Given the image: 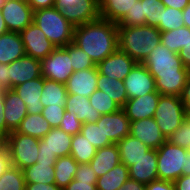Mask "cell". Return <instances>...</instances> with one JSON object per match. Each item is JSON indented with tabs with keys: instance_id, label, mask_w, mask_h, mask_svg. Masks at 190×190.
<instances>
[{
	"instance_id": "94428289",
	"label": "cell",
	"mask_w": 190,
	"mask_h": 190,
	"mask_svg": "<svg viewBox=\"0 0 190 190\" xmlns=\"http://www.w3.org/2000/svg\"><path fill=\"white\" fill-rule=\"evenodd\" d=\"M176 190H190V175H182L174 181Z\"/></svg>"
},
{
	"instance_id": "44dd1931",
	"label": "cell",
	"mask_w": 190,
	"mask_h": 190,
	"mask_svg": "<svg viewBox=\"0 0 190 190\" xmlns=\"http://www.w3.org/2000/svg\"><path fill=\"white\" fill-rule=\"evenodd\" d=\"M129 178L143 184H149L158 180L157 150L150 149L145 156L140 158L132 166L128 167Z\"/></svg>"
},
{
	"instance_id": "f5cc1de1",
	"label": "cell",
	"mask_w": 190,
	"mask_h": 190,
	"mask_svg": "<svg viewBox=\"0 0 190 190\" xmlns=\"http://www.w3.org/2000/svg\"><path fill=\"white\" fill-rule=\"evenodd\" d=\"M33 11L54 7L55 0H27Z\"/></svg>"
},
{
	"instance_id": "52a82bcc",
	"label": "cell",
	"mask_w": 190,
	"mask_h": 190,
	"mask_svg": "<svg viewBox=\"0 0 190 190\" xmlns=\"http://www.w3.org/2000/svg\"><path fill=\"white\" fill-rule=\"evenodd\" d=\"M187 149L171 144L167 140L157 149L158 179L174 182L182 176Z\"/></svg>"
},
{
	"instance_id": "6da1fadb",
	"label": "cell",
	"mask_w": 190,
	"mask_h": 190,
	"mask_svg": "<svg viewBox=\"0 0 190 190\" xmlns=\"http://www.w3.org/2000/svg\"><path fill=\"white\" fill-rule=\"evenodd\" d=\"M142 63L154 77L156 90L161 95L182 94L190 70L183 65L178 53L170 51L160 42Z\"/></svg>"
},
{
	"instance_id": "be15d7a7",
	"label": "cell",
	"mask_w": 190,
	"mask_h": 190,
	"mask_svg": "<svg viewBox=\"0 0 190 190\" xmlns=\"http://www.w3.org/2000/svg\"><path fill=\"white\" fill-rule=\"evenodd\" d=\"M182 175L189 176L190 175V150L186 153V162L182 167Z\"/></svg>"
},
{
	"instance_id": "bcb514c9",
	"label": "cell",
	"mask_w": 190,
	"mask_h": 190,
	"mask_svg": "<svg viewBox=\"0 0 190 190\" xmlns=\"http://www.w3.org/2000/svg\"><path fill=\"white\" fill-rule=\"evenodd\" d=\"M97 176L90 164H79L74 179L77 181L97 182Z\"/></svg>"
},
{
	"instance_id": "6f0895ef",
	"label": "cell",
	"mask_w": 190,
	"mask_h": 190,
	"mask_svg": "<svg viewBox=\"0 0 190 190\" xmlns=\"http://www.w3.org/2000/svg\"><path fill=\"white\" fill-rule=\"evenodd\" d=\"M118 190H146V185L129 178Z\"/></svg>"
},
{
	"instance_id": "30bf717a",
	"label": "cell",
	"mask_w": 190,
	"mask_h": 190,
	"mask_svg": "<svg viewBox=\"0 0 190 190\" xmlns=\"http://www.w3.org/2000/svg\"><path fill=\"white\" fill-rule=\"evenodd\" d=\"M0 10L8 32L20 33L33 22L34 11L26 0H4Z\"/></svg>"
},
{
	"instance_id": "4dcf8cb0",
	"label": "cell",
	"mask_w": 190,
	"mask_h": 190,
	"mask_svg": "<svg viewBox=\"0 0 190 190\" xmlns=\"http://www.w3.org/2000/svg\"><path fill=\"white\" fill-rule=\"evenodd\" d=\"M77 161L71 156L58 157L54 165L55 184L64 189L75 177L78 167Z\"/></svg>"
},
{
	"instance_id": "8d00e7d4",
	"label": "cell",
	"mask_w": 190,
	"mask_h": 190,
	"mask_svg": "<svg viewBox=\"0 0 190 190\" xmlns=\"http://www.w3.org/2000/svg\"><path fill=\"white\" fill-rule=\"evenodd\" d=\"M87 140L94 145L96 149L107 147L114 144L108 136H104L100 124L96 123H82L81 132Z\"/></svg>"
},
{
	"instance_id": "484cf974",
	"label": "cell",
	"mask_w": 190,
	"mask_h": 190,
	"mask_svg": "<svg viewBox=\"0 0 190 190\" xmlns=\"http://www.w3.org/2000/svg\"><path fill=\"white\" fill-rule=\"evenodd\" d=\"M117 146L119 148L120 162L127 167L135 164L136 161L144 157L145 153L150 150V148L138 138L130 134L121 139L117 143Z\"/></svg>"
},
{
	"instance_id": "e0dca14e",
	"label": "cell",
	"mask_w": 190,
	"mask_h": 190,
	"mask_svg": "<svg viewBox=\"0 0 190 190\" xmlns=\"http://www.w3.org/2000/svg\"><path fill=\"white\" fill-rule=\"evenodd\" d=\"M10 90L26 81L41 77L40 60L24 55L9 64Z\"/></svg>"
},
{
	"instance_id": "5b68a950",
	"label": "cell",
	"mask_w": 190,
	"mask_h": 190,
	"mask_svg": "<svg viewBox=\"0 0 190 190\" xmlns=\"http://www.w3.org/2000/svg\"><path fill=\"white\" fill-rule=\"evenodd\" d=\"M3 141L8 146L12 166L22 170L37 162L40 139L12 131Z\"/></svg>"
},
{
	"instance_id": "836d02e7",
	"label": "cell",
	"mask_w": 190,
	"mask_h": 190,
	"mask_svg": "<svg viewBox=\"0 0 190 190\" xmlns=\"http://www.w3.org/2000/svg\"><path fill=\"white\" fill-rule=\"evenodd\" d=\"M96 148L92 145L82 133L72 135L70 155L78 164H89L95 156Z\"/></svg>"
},
{
	"instance_id": "8fae6325",
	"label": "cell",
	"mask_w": 190,
	"mask_h": 190,
	"mask_svg": "<svg viewBox=\"0 0 190 190\" xmlns=\"http://www.w3.org/2000/svg\"><path fill=\"white\" fill-rule=\"evenodd\" d=\"M25 54L37 60L45 59L56 47L33 22L20 32Z\"/></svg>"
},
{
	"instance_id": "e575fe53",
	"label": "cell",
	"mask_w": 190,
	"mask_h": 190,
	"mask_svg": "<svg viewBox=\"0 0 190 190\" xmlns=\"http://www.w3.org/2000/svg\"><path fill=\"white\" fill-rule=\"evenodd\" d=\"M189 40L190 28L186 26L161 32L160 42L174 53H178Z\"/></svg>"
},
{
	"instance_id": "680465c9",
	"label": "cell",
	"mask_w": 190,
	"mask_h": 190,
	"mask_svg": "<svg viewBox=\"0 0 190 190\" xmlns=\"http://www.w3.org/2000/svg\"><path fill=\"white\" fill-rule=\"evenodd\" d=\"M161 2L164 7H172L182 11L190 3V0H161Z\"/></svg>"
},
{
	"instance_id": "6125c7cd",
	"label": "cell",
	"mask_w": 190,
	"mask_h": 190,
	"mask_svg": "<svg viewBox=\"0 0 190 190\" xmlns=\"http://www.w3.org/2000/svg\"><path fill=\"white\" fill-rule=\"evenodd\" d=\"M184 25L190 28V3L182 10Z\"/></svg>"
},
{
	"instance_id": "603a6c76",
	"label": "cell",
	"mask_w": 190,
	"mask_h": 190,
	"mask_svg": "<svg viewBox=\"0 0 190 190\" xmlns=\"http://www.w3.org/2000/svg\"><path fill=\"white\" fill-rule=\"evenodd\" d=\"M66 111H74L82 123H96L101 114L92 107L89 98L79 94H68L65 104Z\"/></svg>"
},
{
	"instance_id": "ba28073f",
	"label": "cell",
	"mask_w": 190,
	"mask_h": 190,
	"mask_svg": "<svg viewBox=\"0 0 190 190\" xmlns=\"http://www.w3.org/2000/svg\"><path fill=\"white\" fill-rule=\"evenodd\" d=\"M54 7L74 27L100 18L99 0H55Z\"/></svg>"
},
{
	"instance_id": "4fadbf2b",
	"label": "cell",
	"mask_w": 190,
	"mask_h": 190,
	"mask_svg": "<svg viewBox=\"0 0 190 190\" xmlns=\"http://www.w3.org/2000/svg\"><path fill=\"white\" fill-rule=\"evenodd\" d=\"M136 64L135 60L118 48L113 54L98 63L96 67L99 74L124 81Z\"/></svg>"
},
{
	"instance_id": "f1b7e54d",
	"label": "cell",
	"mask_w": 190,
	"mask_h": 190,
	"mask_svg": "<svg viewBox=\"0 0 190 190\" xmlns=\"http://www.w3.org/2000/svg\"><path fill=\"white\" fill-rule=\"evenodd\" d=\"M97 89L106 93L121 108L128 100L127 91L124 82L119 79L109 78L108 76L98 73Z\"/></svg>"
},
{
	"instance_id": "ffe728a7",
	"label": "cell",
	"mask_w": 190,
	"mask_h": 190,
	"mask_svg": "<svg viewBox=\"0 0 190 190\" xmlns=\"http://www.w3.org/2000/svg\"><path fill=\"white\" fill-rule=\"evenodd\" d=\"M43 86L44 77L41 76L12 88L26 104L27 114L42 113L44 107L40 98Z\"/></svg>"
},
{
	"instance_id": "f6af8a7d",
	"label": "cell",
	"mask_w": 190,
	"mask_h": 190,
	"mask_svg": "<svg viewBox=\"0 0 190 190\" xmlns=\"http://www.w3.org/2000/svg\"><path fill=\"white\" fill-rule=\"evenodd\" d=\"M65 111V106L49 105L42 109V115L48 121L52 128H59Z\"/></svg>"
},
{
	"instance_id": "11a10c76",
	"label": "cell",
	"mask_w": 190,
	"mask_h": 190,
	"mask_svg": "<svg viewBox=\"0 0 190 190\" xmlns=\"http://www.w3.org/2000/svg\"><path fill=\"white\" fill-rule=\"evenodd\" d=\"M183 65L190 70V40L178 52Z\"/></svg>"
},
{
	"instance_id": "ab89813d",
	"label": "cell",
	"mask_w": 190,
	"mask_h": 190,
	"mask_svg": "<svg viewBox=\"0 0 190 190\" xmlns=\"http://www.w3.org/2000/svg\"><path fill=\"white\" fill-rule=\"evenodd\" d=\"M92 107L98 110L101 115L118 111L121 107L101 90H95L89 97Z\"/></svg>"
},
{
	"instance_id": "83f0119b",
	"label": "cell",
	"mask_w": 190,
	"mask_h": 190,
	"mask_svg": "<svg viewBox=\"0 0 190 190\" xmlns=\"http://www.w3.org/2000/svg\"><path fill=\"white\" fill-rule=\"evenodd\" d=\"M51 129V125L43 117L42 113L27 114L16 132L42 139Z\"/></svg>"
},
{
	"instance_id": "3957f363",
	"label": "cell",
	"mask_w": 190,
	"mask_h": 190,
	"mask_svg": "<svg viewBox=\"0 0 190 190\" xmlns=\"http://www.w3.org/2000/svg\"><path fill=\"white\" fill-rule=\"evenodd\" d=\"M161 31L149 25L118 26V48L142 63L160 43Z\"/></svg>"
},
{
	"instance_id": "7c38bea8",
	"label": "cell",
	"mask_w": 190,
	"mask_h": 190,
	"mask_svg": "<svg viewBox=\"0 0 190 190\" xmlns=\"http://www.w3.org/2000/svg\"><path fill=\"white\" fill-rule=\"evenodd\" d=\"M128 99L156 91L155 79L143 63H137L124 79Z\"/></svg>"
},
{
	"instance_id": "7a4b0ae2",
	"label": "cell",
	"mask_w": 190,
	"mask_h": 190,
	"mask_svg": "<svg viewBox=\"0 0 190 190\" xmlns=\"http://www.w3.org/2000/svg\"><path fill=\"white\" fill-rule=\"evenodd\" d=\"M73 43L87 53L97 65L118 49V25L99 18L76 26Z\"/></svg>"
},
{
	"instance_id": "7bdbcfd3",
	"label": "cell",
	"mask_w": 190,
	"mask_h": 190,
	"mask_svg": "<svg viewBox=\"0 0 190 190\" xmlns=\"http://www.w3.org/2000/svg\"><path fill=\"white\" fill-rule=\"evenodd\" d=\"M146 16L143 15L142 0H137L131 10L117 23L118 26L145 25Z\"/></svg>"
},
{
	"instance_id": "cb8c5ba5",
	"label": "cell",
	"mask_w": 190,
	"mask_h": 190,
	"mask_svg": "<svg viewBox=\"0 0 190 190\" xmlns=\"http://www.w3.org/2000/svg\"><path fill=\"white\" fill-rule=\"evenodd\" d=\"M25 55L24 45L17 32L0 35V63L11 64Z\"/></svg>"
},
{
	"instance_id": "8992f818",
	"label": "cell",
	"mask_w": 190,
	"mask_h": 190,
	"mask_svg": "<svg viewBox=\"0 0 190 190\" xmlns=\"http://www.w3.org/2000/svg\"><path fill=\"white\" fill-rule=\"evenodd\" d=\"M186 110L180 96L161 95L154 118L166 138L185 121Z\"/></svg>"
},
{
	"instance_id": "2e32d148",
	"label": "cell",
	"mask_w": 190,
	"mask_h": 190,
	"mask_svg": "<svg viewBox=\"0 0 190 190\" xmlns=\"http://www.w3.org/2000/svg\"><path fill=\"white\" fill-rule=\"evenodd\" d=\"M161 94L155 92L145 94L144 96L131 98L126 101L122 107L130 122L152 118L156 111Z\"/></svg>"
},
{
	"instance_id": "91938a15",
	"label": "cell",
	"mask_w": 190,
	"mask_h": 190,
	"mask_svg": "<svg viewBox=\"0 0 190 190\" xmlns=\"http://www.w3.org/2000/svg\"><path fill=\"white\" fill-rule=\"evenodd\" d=\"M57 156L54 153L48 151H39L37 163H55Z\"/></svg>"
},
{
	"instance_id": "1f68e13d",
	"label": "cell",
	"mask_w": 190,
	"mask_h": 190,
	"mask_svg": "<svg viewBox=\"0 0 190 190\" xmlns=\"http://www.w3.org/2000/svg\"><path fill=\"white\" fill-rule=\"evenodd\" d=\"M129 179L128 167L119 163L106 174L97 178L98 190H118Z\"/></svg>"
},
{
	"instance_id": "e7e4bbea",
	"label": "cell",
	"mask_w": 190,
	"mask_h": 190,
	"mask_svg": "<svg viewBox=\"0 0 190 190\" xmlns=\"http://www.w3.org/2000/svg\"><path fill=\"white\" fill-rule=\"evenodd\" d=\"M8 32V29H7V26L5 24V21L2 17V13H1V10H0V35L2 34H5Z\"/></svg>"
},
{
	"instance_id": "7402d4cb",
	"label": "cell",
	"mask_w": 190,
	"mask_h": 190,
	"mask_svg": "<svg viewBox=\"0 0 190 190\" xmlns=\"http://www.w3.org/2000/svg\"><path fill=\"white\" fill-rule=\"evenodd\" d=\"M72 135L60 128H52L39 143V151L54 153L57 157L70 155Z\"/></svg>"
},
{
	"instance_id": "277c9868",
	"label": "cell",
	"mask_w": 190,
	"mask_h": 190,
	"mask_svg": "<svg viewBox=\"0 0 190 190\" xmlns=\"http://www.w3.org/2000/svg\"><path fill=\"white\" fill-rule=\"evenodd\" d=\"M33 23L44 32L56 48L65 47L73 42L75 27L55 7L34 11Z\"/></svg>"
},
{
	"instance_id": "d6986e66",
	"label": "cell",
	"mask_w": 190,
	"mask_h": 190,
	"mask_svg": "<svg viewBox=\"0 0 190 190\" xmlns=\"http://www.w3.org/2000/svg\"><path fill=\"white\" fill-rule=\"evenodd\" d=\"M27 116L26 104L13 90H7L4 98V118L6 121V137L16 131L21 121Z\"/></svg>"
},
{
	"instance_id": "4316f807",
	"label": "cell",
	"mask_w": 190,
	"mask_h": 190,
	"mask_svg": "<svg viewBox=\"0 0 190 190\" xmlns=\"http://www.w3.org/2000/svg\"><path fill=\"white\" fill-rule=\"evenodd\" d=\"M137 0H99L100 18L118 23Z\"/></svg>"
},
{
	"instance_id": "c3c4849f",
	"label": "cell",
	"mask_w": 190,
	"mask_h": 190,
	"mask_svg": "<svg viewBox=\"0 0 190 190\" xmlns=\"http://www.w3.org/2000/svg\"><path fill=\"white\" fill-rule=\"evenodd\" d=\"M63 190H98L96 182L77 181L73 179Z\"/></svg>"
},
{
	"instance_id": "9c48e42d",
	"label": "cell",
	"mask_w": 190,
	"mask_h": 190,
	"mask_svg": "<svg viewBox=\"0 0 190 190\" xmlns=\"http://www.w3.org/2000/svg\"><path fill=\"white\" fill-rule=\"evenodd\" d=\"M71 64L69 53L63 47H57L45 59L40 60L41 76L65 84L74 72Z\"/></svg>"
},
{
	"instance_id": "816d5d0a",
	"label": "cell",
	"mask_w": 190,
	"mask_h": 190,
	"mask_svg": "<svg viewBox=\"0 0 190 190\" xmlns=\"http://www.w3.org/2000/svg\"><path fill=\"white\" fill-rule=\"evenodd\" d=\"M0 87L10 90L9 64L0 63Z\"/></svg>"
},
{
	"instance_id": "db71d44e",
	"label": "cell",
	"mask_w": 190,
	"mask_h": 190,
	"mask_svg": "<svg viewBox=\"0 0 190 190\" xmlns=\"http://www.w3.org/2000/svg\"><path fill=\"white\" fill-rule=\"evenodd\" d=\"M180 98L185 106L186 113H190V76L183 87Z\"/></svg>"
},
{
	"instance_id": "f35d334b",
	"label": "cell",
	"mask_w": 190,
	"mask_h": 190,
	"mask_svg": "<svg viewBox=\"0 0 190 190\" xmlns=\"http://www.w3.org/2000/svg\"><path fill=\"white\" fill-rule=\"evenodd\" d=\"M63 48L69 53L72 62L71 65L73 66L74 71L86 70L96 67L89 55L73 42L69 43Z\"/></svg>"
},
{
	"instance_id": "ee69618b",
	"label": "cell",
	"mask_w": 190,
	"mask_h": 190,
	"mask_svg": "<svg viewBox=\"0 0 190 190\" xmlns=\"http://www.w3.org/2000/svg\"><path fill=\"white\" fill-rule=\"evenodd\" d=\"M82 122L77 118L74 111H65L59 128L70 135H76L81 132Z\"/></svg>"
},
{
	"instance_id": "5bb4252c",
	"label": "cell",
	"mask_w": 190,
	"mask_h": 190,
	"mask_svg": "<svg viewBox=\"0 0 190 190\" xmlns=\"http://www.w3.org/2000/svg\"><path fill=\"white\" fill-rule=\"evenodd\" d=\"M130 135L138 138L150 149L156 150L167 140L154 117L131 122Z\"/></svg>"
},
{
	"instance_id": "03108f58",
	"label": "cell",
	"mask_w": 190,
	"mask_h": 190,
	"mask_svg": "<svg viewBox=\"0 0 190 190\" xmlns=\"http://www.w3.org/2000/svg\"><path fill=\"white\" fill-rule=\"evenodd\" d=\"M4 0H0V8L3 6Z\"/></svg>"
},
{
	"instance_id": "b9f144b4",
	"label": "cell",
	"mask_w": 190,
	"mask_h": 190,
	"mask_svg": "<svg viewBox=\"0 0 190 190\" xmlns=\"http://www.w3.org/2000/svg\"><path fill=\"white\" fill-rule=\"evenodd\" d=\"M167 141L190 150V113H186L185 121L167 138Z\"/></svg>"
},
{
	"instance_id": "f546056e",
	"label": "cell",
	"mask_w": 190,
	"mask_h": 190,
	"mask_svg": "<svg viewBox=\"0 0 190 190\" xmlns=\"http://www.w3.org/2000/svg\"><path fill=\"white\" fill-rule=\"evenodd\" d=\"M67 90L64 83L51 81L44 78V86L41 93L40 101L43 107L65 106L67 99Z\"/></svg>"
},
{
	"instance_id": "d4e9b609",
	"label": "cell",
	"mask_w": 190,
	"mask_h": 190,
	"mask_svg": "<svg viewBox=\"0 0 190 190\" xmlns=\"http://www.w3.org/2000/svg\"><path fill=\"white\" fill-rule=\"evenodd\" d=\"M119 163L121 162L117 144L97 149L95 156L89 162L97 177L106 174Z\"/></svg>"
},
{
	"instance_id": "f907efd6",
	"label": "cell",
	"mask_w": 190,
	"mask_h": 190,
	"mask_svg": "<svg viewBox=\"0 0 190 190\" xmlns=\"http://www.w3.org/2000/svg\"><path fill=\"white\" fill-rule=\"evenodd\" d=\"M146 190H176L174 182L155 180L146 184Z\"/></svg>"
},
{
	"instance_id": "74e56055",
	"label": "cell",
	"mask_w": 190,
	"mask_h": 190,
	"mask_svg": "<svg viewBox=\"0 0 190 190\" xmlns=\"http://www.w3.org/2000/svg\"><path fill=\"white\" fill-rule=\"evenodd\" d=\"M182 15L183 12L181 10L172 7H163L161 22L157 28L161 32H166L185 26Z\"/></svg>"
},
{
	"instance_id": "9f6ffc18",
	"label": "cell",
	"mask_w": 190,
	"mask_h": 190,
	"mask_svg": "<svg viewBox=\"0 0 190 190\" xmlns=\"http://www.w3.org/2000/svg\"><path fill=\"white\" fill-rule=\"evenodd\" d=\"M25 190H62L55 183L42 184V183H26Z\"/></svg>"
},
{
	"instance_id": "ac0fdd59",
	"label": "cell",
	"mask_w": 190,
	"mask_h": 190,
	"mask_svg": "<svg viewBox=\"0 0 190 190\" xmlns=\"http://www.w3.org/2000/svg\"><path fill=\"white\" fill-rule=\"evenodd\" d=\"M97 67L74 71L65 83L68 94H79L85 97L97 90Z\"/></svg>"
},
{
	"instance_id": "9a60e30c",
	"label": "cell",
	"mask_w": 190,
	"mask_h": 190,
	"mask_svg": "<svg viewBox=\"0 0 190 190\" xmlns=\"http://www.w3.org/2000/svg\"><path fill=\"white\" fill-rule=\"evenodd\" d=\"M96 124H100L104 136H108L114 144L130 134L131 122L122 108L116 112L101 115Z\"/></svg>"
},
{
	"instance_id": "7dc6e473",
	"label": "cell",
	"mask_w": 190,
	"mask_h": 190,
	"mask_svg": "<svg viewBox=\"0 0 190 190\" xmlns=\"http://www.w3.org/2000/svg\"><path fill=\"white\" fill-rule=\"evenodd\" d=\"M11 159L7 144L3 141L0 143V176L10 167Z\"/></svg>"
},
{
	"instance_id": "d590c367",
	"label": "cell",
	"mask_w": 190,
	"mask_h": 190,
	"mask_svg": "<svg viewBox=\"0 0 190 190\" xmlns=\"http://www.w3.org/2000/svg\"><path fill=\"white\" fill-rule=\"evenodd\" d=\"M26 182L22 170L10 166L0 176V190H25Z\"/></svg>"
},
{
	"instance_id": "60d3db41",
	"label": "cell",
	"mask_w": 190,
	"mask_h": 190,
	"mask_svg": "<svg viewBox=\"0 0 190 190\" xmlns=\"http://www.w3.org/2000/svg\"><path fill=\"white\" fill-rule=\"evenodd\" d=\"M163 7L161 0H142L143 15L146 16L145 25L158 27Z\"/></svg>"
},
{
	"instance_id": "681fc988",
	"label": "cell",
	"mask_w": 190,
	"mask_h": 190,
	"mask_svg": "<svg viewBox=\"0 0 190 190\" xmlns=\"http://www.w3.org/2000/svg\"><path fill=\"white\" fill-rule=\"evenodd\" d=\"M7 90L0 87V137L6 138V121L4 118V98Z\"/></svg>"
},
{
	"instance_id": "d6a6232c",
	"label": "cell",
	"mask_w": 190,
	"mask_h": 190,
	"mask_svg": "<svg viewBox=\"0 0 190 190\" xmlns=\"http://www.w3.org/2000/svg\"><path fill=\"white\" fill-rule=\"evenodd\" d=\"M55 163H35L22 169L26 183L54 184Z\"/></svg>"
}]
</instances>
